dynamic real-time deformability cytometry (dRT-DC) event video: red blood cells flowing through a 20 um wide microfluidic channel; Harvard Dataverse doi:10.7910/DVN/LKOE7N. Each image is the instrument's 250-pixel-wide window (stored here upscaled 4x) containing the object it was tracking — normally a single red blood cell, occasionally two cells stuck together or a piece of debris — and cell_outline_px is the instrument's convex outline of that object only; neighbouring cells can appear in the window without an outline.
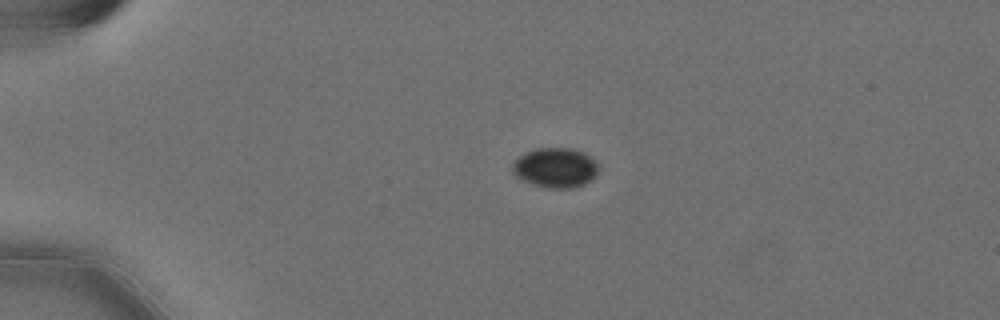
{"species": "Egyptian fruit bat (a non-hibernating species)", "species_latin": "Rousettus aegyptiacus", "temperature_condition": "cold", "stored_images_in_passage": 41, "camera_frame_rate_fps": 3000, "um_per_image_px": 0.085, "animal": {"sex": "female"}, "frame": {"image": 1, "passage_image": 4, "time_ms": 1.0, "image_size_px": [1000, 320], "cell_outline_px": [[596, 176], [592, 180], [584, 184], [572, 188], [548, 188], [532, 184], [520, 180], [512, 172], [512, 164], [520, 156], [536, 148], [572, 148], [584, 152], [596, 164]], "centroid_in_image_um": [47.18, 14.27], "position_along_channel_um": 37.8, "area_um2": 19.83}}
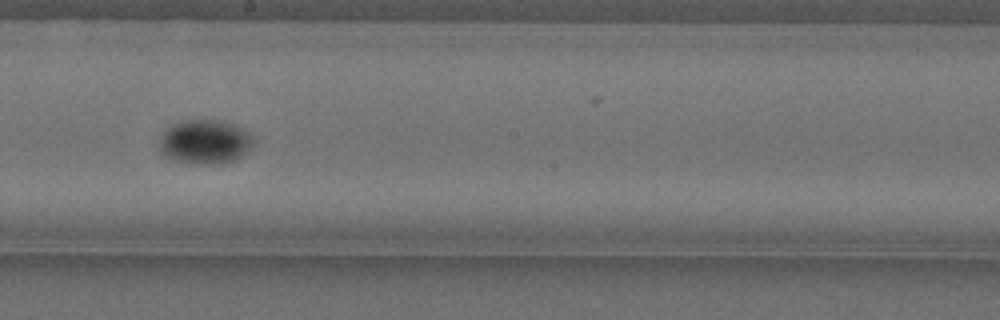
{"frame": {"image": 2, "passage_image": 24, "time_ms": 7.667, "image_size_px": [1000, 320], "cell_outline_px": [[252, 140], [248, 148], [236, 160], [224, 164], [192, 164], [172, 160], [164, 156], [160, 152], [156, 144], [160, 136], [172, 124], [180, 120], [216, 120], [232, 124], [248, 132], [252, 136]], "centroid_in_image_um": [17.32, 12.08], "position_along_channel_um": 230.9, "area_um2": 24.39}}
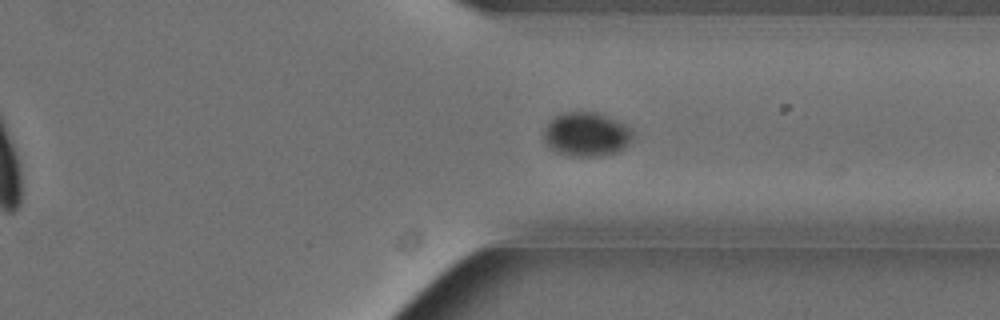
{"frame": {"image": 3, "passage_image": 35, "time_ms": 11.333, "image_size_px": [1000, 320], "cell_outline_px": [[632, 140], [624, 148], [616, 152], [600, 156], [568, 156], [552, 148], [544, 140], [544, 128], [548, 120], [564, 112], [596, 112], [616, 120], [632, 128]], "centroid_in_image_um": [49.85, 11.41], "position_along_channel_um": 361.6, "area_um2": 22.77}}